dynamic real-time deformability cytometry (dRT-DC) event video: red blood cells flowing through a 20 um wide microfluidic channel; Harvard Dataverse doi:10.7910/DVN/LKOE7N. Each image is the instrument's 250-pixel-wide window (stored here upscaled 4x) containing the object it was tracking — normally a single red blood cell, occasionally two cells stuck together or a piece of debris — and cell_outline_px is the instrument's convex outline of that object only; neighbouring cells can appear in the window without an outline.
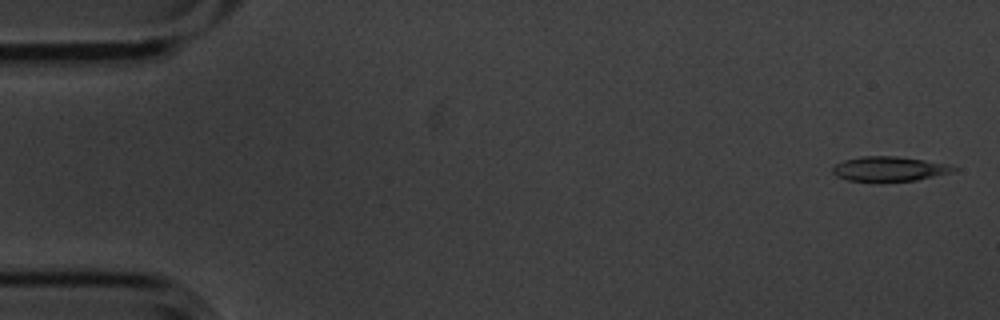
{"species": "common noctule bat (a hibernating species)", "species_latin": "Nyctalus noctula", "temperature_condition": "cold", "stored_images_in_passage": 6, "camera_frame_rate_fps": 3000, "um_per_image_px": 0.085, "animal": {"sex": "male", "body_mass_g": 20.1, "forearm_length_mm": 53.5}, "frame": {"image": 1, "passage_image": 1, "time_ms": 0.0, "image_size_px": [1000, 320], "cell_outline_px": [[956, 168], [952, 172], [916, 180], [848, 180], [836, 176], [832, 172], [832, 168], [836, 164], [844, 160], [860, 156], [896, 156], [924, 160], [944, 164]], "centroid_in_image_um": [75.53, 14.33], "position_along_channel_um": 9.5, "area_um2": 16.82}}